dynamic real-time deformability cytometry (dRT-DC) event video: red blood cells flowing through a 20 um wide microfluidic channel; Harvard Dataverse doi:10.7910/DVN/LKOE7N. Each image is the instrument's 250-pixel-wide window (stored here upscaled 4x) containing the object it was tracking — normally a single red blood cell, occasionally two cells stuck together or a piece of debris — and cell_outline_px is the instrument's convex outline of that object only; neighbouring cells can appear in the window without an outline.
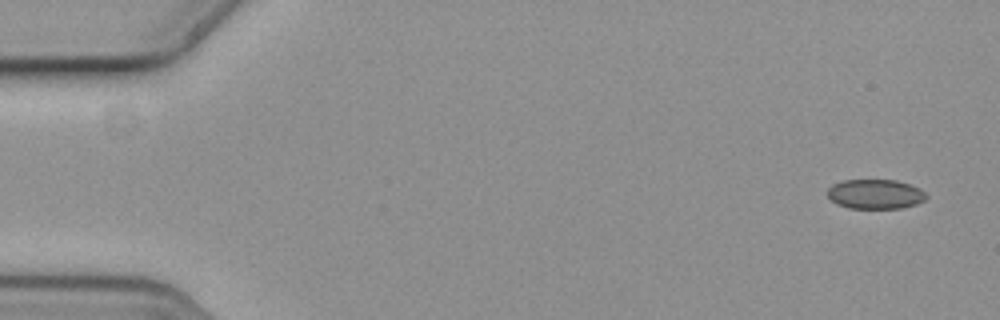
{"species": "common noctule bat (a hibernating species)", "species_latin": "Nyctalus noctula", "temperature_condition": "cold", "stored_images_in_passage": 5, "camera_frame_rate_fps": 3000, "um_per_image_px": 0.085, "animal": {"sex": "female", "body_mass_g": 19.3, "forearm_length_mm": 54.1}, "frame": {"image": 1, "passage_image": 1, "time_ms": 0.0, "image_size_px": [1000, 320], "cell_outline_px": [[928, 196], [924, 200], [916, 204], [904, 208], [848, 208], [836, 204], [828, 196], [828, 188], [832, 184], [844, 180], [896, 180], [908, 184], [924, 192]], "centroid_in_image_um": [74.37, 16.5], "position_along_channel_um": 10.6, "area_um2": 16.94}}